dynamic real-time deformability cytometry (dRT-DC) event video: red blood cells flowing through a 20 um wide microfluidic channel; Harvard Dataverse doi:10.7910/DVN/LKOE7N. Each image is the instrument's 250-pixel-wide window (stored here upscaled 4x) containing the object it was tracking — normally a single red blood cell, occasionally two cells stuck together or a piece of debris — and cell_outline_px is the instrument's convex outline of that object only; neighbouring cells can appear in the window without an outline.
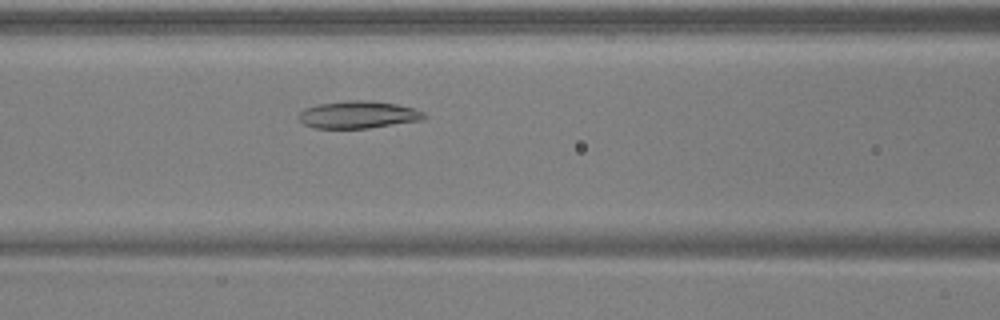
{"species": "common noctule bat (a hibernating species)", "species_latin": "Nyctalus noctula", "temperature_condition": "warm", "stored_images_in_passage": 27, "camera_frame_rate_fps": 3000, "um_per_image_px": 0.085, "animal": {"sex": "male", "body_mass_g": 17.9, "forearm_length_mm": 54.2}, "frame": {"image": 1, "passage_image": 8, "time_ms": 2.333, "image_size_px": [1000, 320], "cell_outline_px": [[428, 116], [424, 120], [368, 128], [316, 128], [304, 124], [296, 116], [304, 108], [316, 104], [348, 100], [368, 100], [396, 104], [416, 108], [424, 112]], "centroid_in_image_um": [30.47, 9.74], "position_along_channel_um": 136.1, "area_um2": 20.23}}
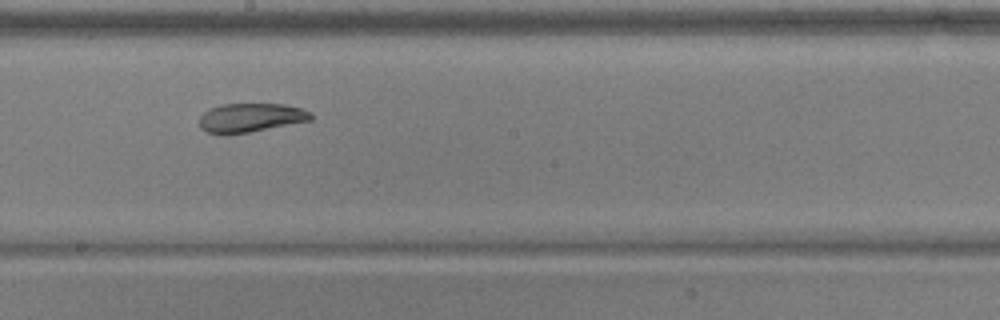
{"frame": {"image": 2, "passage_image": 15, "time_ms": 4.667, "image_size_px": [1000, 320], "cell_outline_px": [[312, 120], [248, 132], [208, 132], [200, 128], [200, 116], [208, 108], [220, 104], [284, 104], [300, 108], [312, 112]], "centroid_in_image_um": [21.33, 9.97], "position_along_channel_um": 226.9, "area_um2": 18.38}}
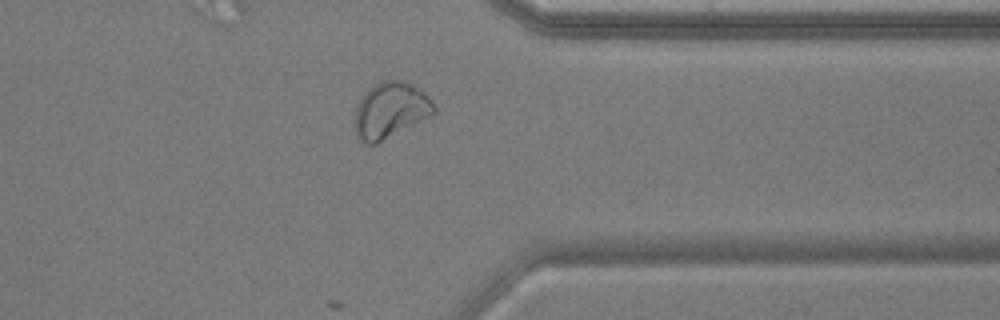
{"frame": {"image": 3, "passage_image": 27, "time_ms": 8.667, "image_size_px": [1000, 320], "cell_outline_px": [[436, 112], [376, 144], [368, 144], [360, 140], [356, 136], [356, 104], [364, 92], [368, 88], [380, 80], [400, 80], [412, 84], [420, 88], [432, 100], [436, 108]], "centroid_in_image_um": [33.18, 9.33], "position_along_channel_um": 378.2, "area_um2": 25.66}}